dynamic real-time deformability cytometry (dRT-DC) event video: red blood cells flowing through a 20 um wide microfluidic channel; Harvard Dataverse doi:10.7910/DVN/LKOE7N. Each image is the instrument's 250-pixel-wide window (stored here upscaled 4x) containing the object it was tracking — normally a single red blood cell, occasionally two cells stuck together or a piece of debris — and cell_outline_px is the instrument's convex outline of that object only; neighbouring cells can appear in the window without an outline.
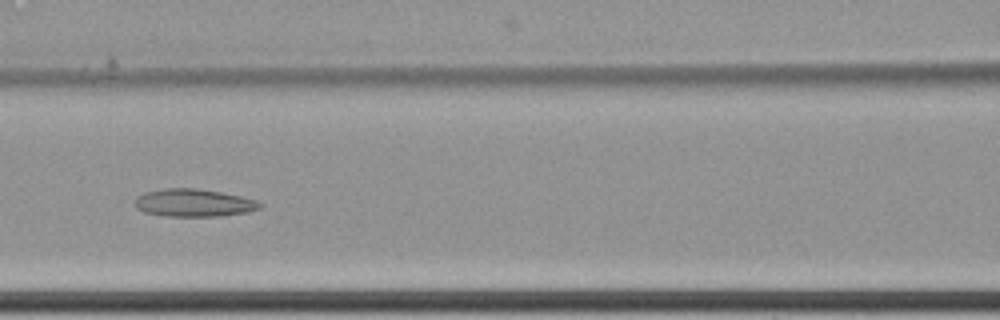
{"species": "common noctule bat (a hibernating species)", "species_latin": "Nyctalus noctula", "temperature_condition": "cold", "stored_images_in_passage": 11, "camera_frame_rate_fps": 3000, "um_per_image_px": 0.085, "animal": {"sex": "female", "body_mass_g": 22.7, "forearm_length_mm": 54.2}, "frame": {"image": 1, "passage_image": 7, "time_ms": 2.0, "image_size_px": [1000, 320], "cell_outline_px": [[264, 204], [260, 208], [248, 212], [220, 216], [164, 216], [144, 212], [136, 208], [132, 204], [136, 196], [144, 192], [164, 188], [196, 188], [220, 192], [240, 196], [256, 200]], "centroid_in_image_um": [16.42, 17.24], "position_along_channel_um": 150.2, "area_um2": 20.4}}
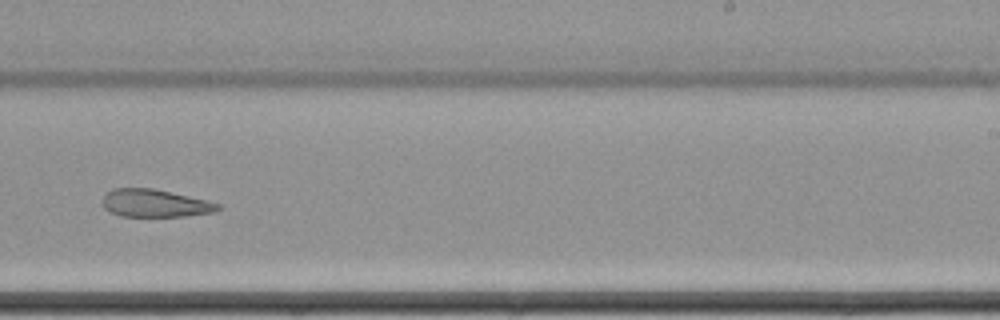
{"frame": {"image": 2, "passage_image": 10, "time_ms": 3.0, "image_size_px": [1000, 320], "cell_outline_px": [[220, 208], [212, 212], [184, 216], [120, 216], [104, 208], [100, 204], [100, 200], [112, 188], [152, 188], [188, 196], [220, 204]], "centroid_in_image_um": [13.09, 17.27], "position_along_channel_um": 275.9, "area_um2": 18.44}}
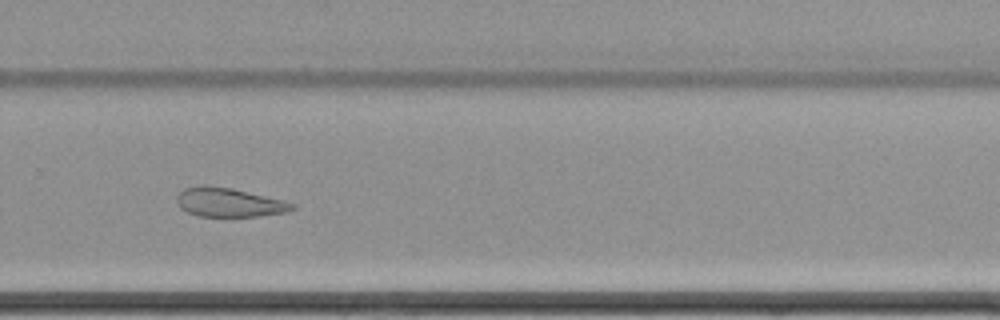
{"frame": {"image": 3, "passage_image": 11, "time_ms": 3.333, "image_size_px": [1000, 320], "cell_outline_px": [[296, 208], [284, 212], [260, 216], [196, 216], [180, 208], [176, 200], [176, 196], [184, 188], [204, 184], [232, 188], [296, 204]], "centroid_in_image_um": [19.41, 17.2], "position_along_channel_um": 310.4, "area_um2": 19.36}}